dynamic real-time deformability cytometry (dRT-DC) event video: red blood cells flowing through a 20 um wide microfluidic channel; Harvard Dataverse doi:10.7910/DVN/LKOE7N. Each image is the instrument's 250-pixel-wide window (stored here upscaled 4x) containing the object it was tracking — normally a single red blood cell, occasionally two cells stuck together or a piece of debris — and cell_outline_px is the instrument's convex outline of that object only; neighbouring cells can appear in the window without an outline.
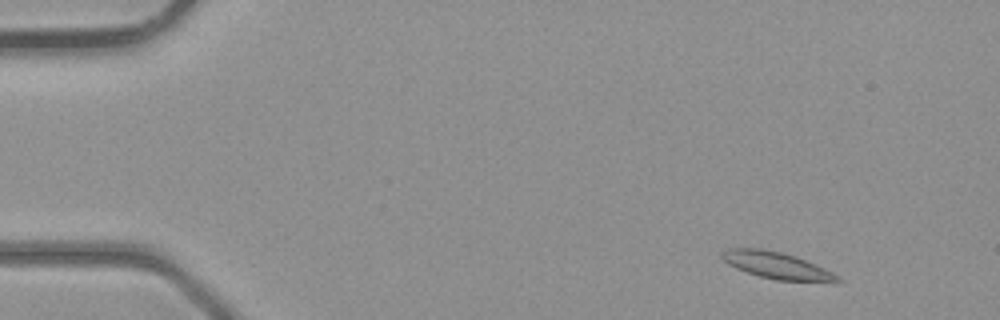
{"species": "common noctule bat (a hibernating species)", "species_latin": "Nyctalus noctula", "temperature_condition": "room temperature", "stored_images_in_passage": 4, "camera_frame_rate_fps": 3000, "um_per_image_px": 0.085, "animal": {"sex": "male", "body_mass_g": 23.1, "forearm_length_mm": 52.7}, "frame": {"image": 1, "passage_image": 4, "time_ms": 3.667, "image_size_px": [1000, 320], "cell_outline_px": [[844, 280], [776, 280], [760, 276], [736, 268], [728, 264], [720, 256], [720, 252], [728, 248], [760, 248], [784, 252], [796, 256], [824, 268], [840, 276]], "centroid_in_image_um": [65.94, 22.52], "position_along_channel_um": 19.1, "area_um2": 17.63}}